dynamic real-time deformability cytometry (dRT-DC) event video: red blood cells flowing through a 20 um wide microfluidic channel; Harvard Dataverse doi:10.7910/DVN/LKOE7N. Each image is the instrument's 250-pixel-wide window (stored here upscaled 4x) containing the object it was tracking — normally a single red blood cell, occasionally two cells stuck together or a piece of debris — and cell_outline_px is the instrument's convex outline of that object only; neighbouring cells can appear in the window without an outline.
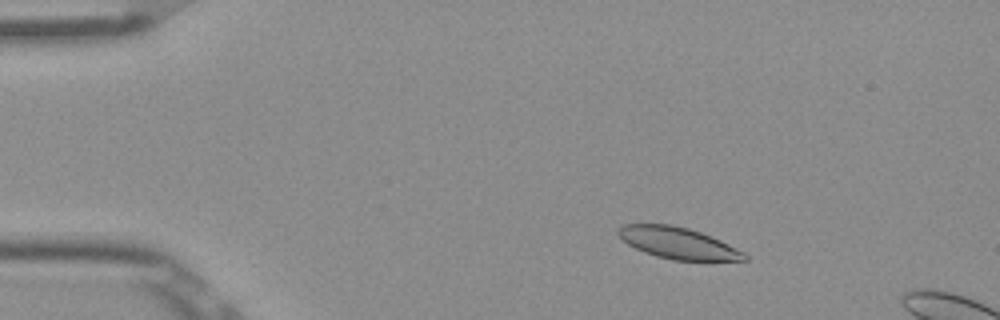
{"species": "Egyptian fruit bat (a non-hibernating species)", "species_latin": "Rousettus aegyptiacus", "temperature_condition": "room temperature", "stored_images_in_passage": 12, "camera_frame_rate_fps": 3000, "um_per_image_px": 0.085, "frame": {"image": 1, "passage_image": 7, "time_ms": 2.0, "image_size_px": [1000, 320], "cell_outline_px": [[748, 260], [672, 260], [656, 256], [644, 252], [628, 244], [616, 232], [624, 224], [672, 224], [688, 228], [700, 232], [720, 240], [744, 252], [748, 256]], "centroid_in_image_um": [57.63, 20.66], "position_along_channel_um": 27.4, "area_um2": 22.89}}